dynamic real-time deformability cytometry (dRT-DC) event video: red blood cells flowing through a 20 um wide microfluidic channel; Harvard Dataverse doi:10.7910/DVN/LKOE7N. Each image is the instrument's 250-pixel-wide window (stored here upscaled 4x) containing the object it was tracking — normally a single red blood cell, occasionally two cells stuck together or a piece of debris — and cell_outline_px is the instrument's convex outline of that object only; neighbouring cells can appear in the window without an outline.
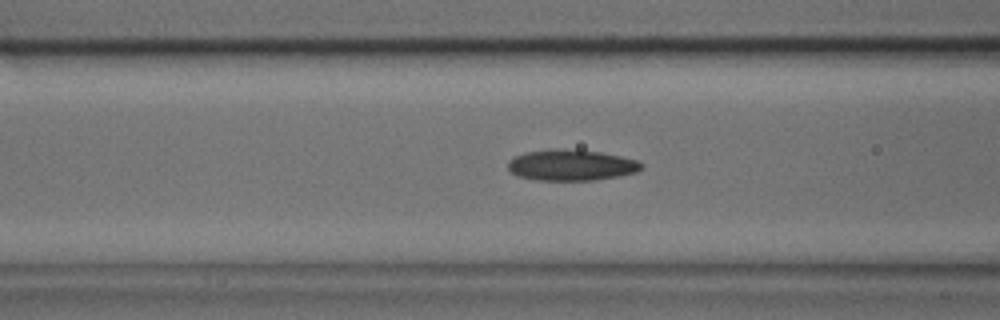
{"species": "common noctule bat (a hibernating species)", "species_latin": "Nyctalus noctula", "temperature_condition": "cold", "stored_images_in_passage": 39, "camera_frame_rate_fps": 3000, "um_per_image_px": 0.085, "animal": {"sex": "male", "body_mass_g": 17.9, "forearm_length_mm": 54.2}, "frame": {"image": 1, "passage_image": 12, "time_ms": 3.667, "image_size_px": [1000, 320], "cell_outline_px": [[644, 164], [636, 172], [596, 180], [540, 180], [516, 176], [508, 168], [508, 160], [524, 152], [552, 148], [564, 148], [600, 152], [620, 156], [636, 160]], "centroid_in_image_um": [48.52, 14.02], "position_along_channel_um": 118.1, "area_um2": 24.1}}
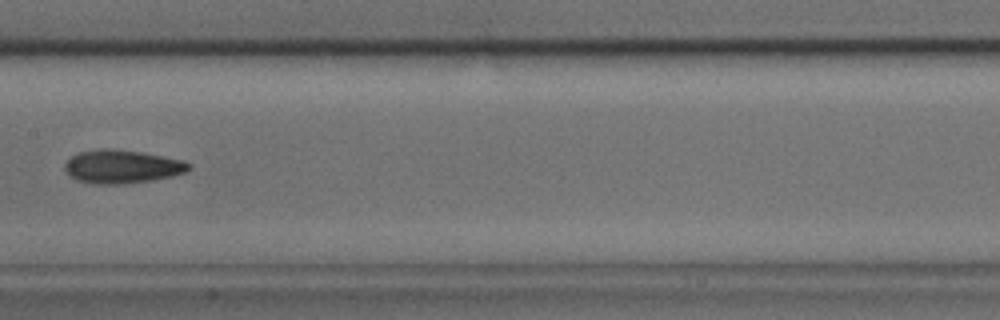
{"frame": {"image": 2, "passage_image": 17, "time_ms": 5.333, "image_size_px": [1000, 320], "cell_outline_px": [[192, 168], [188, 172], [172, 176], [152, 180], [120, 184], [96, 184], [76, 180], [64, 168], [64, 164], [72, 156], [80, 152], [96, 148], [112, 148], [140, 152], [184, 160], [192, 164]], "centroid_in_image_um": [10.41, 14.15], "position_along_channel_um": 197.0, "area_um2": 24.22}}
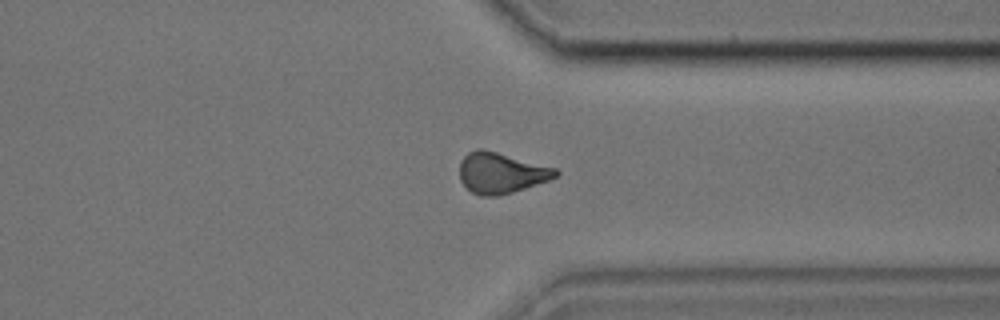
{"frame": {"image": 3, "passage_image": 28, "time_ms": 9.0, "image_size_px": [1000, 320], "cell_outline_px": [[560, 172], [556, 176], [548, 180], [512, 192], [496, 196], [480, 196], [472, 192], [460, 180], [460, 160], [468, 152], [476, 148], [480, 148], [496, 152], [556, 168]], "centroid_in_image_um": [42.56, 14.69], "position_along_channel_um": 368.8, "area_um2": 22.54}}